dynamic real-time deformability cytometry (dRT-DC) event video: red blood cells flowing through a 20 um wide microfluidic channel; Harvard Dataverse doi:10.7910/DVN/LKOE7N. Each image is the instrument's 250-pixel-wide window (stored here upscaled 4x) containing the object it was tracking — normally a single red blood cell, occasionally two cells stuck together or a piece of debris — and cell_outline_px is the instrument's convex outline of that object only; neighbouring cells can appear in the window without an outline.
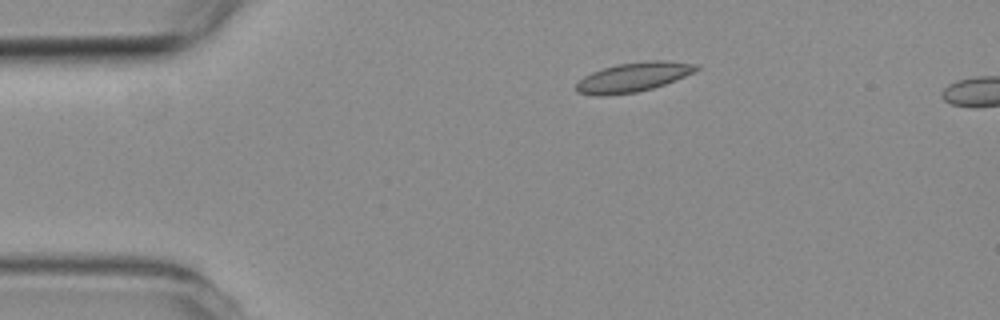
{"species": "common noctule bat (a hibernating species)", "species_latin": "Nyctalus noctula", "temperature_condition": "room temperature", "stored_images_in_passage": 4, "camera_frame_rate_fps": 3000, "um_per_image_px": 0.085, "animal": {"sex": "female", "body_mass_g": 19.3, "forearm_length_mm": 54.1}, "frame": {"image": 1, "passage_image": 3, "time_ms": 2.333, "image_size_px": [1000, 320], "cell_outline_px": [[700, 68], [676, 80], [652, 88], [636, 92], [604, 96], [592, 96], [576, 92], [576, 84], [584, 76], [592, 72], [616, 64], [648, 60], [664, 60], [696, 64]], "centroid_in_image_um": [53.79, 6.56], "position_along_channel_um": 31.2, "area_um2": 20.52}}